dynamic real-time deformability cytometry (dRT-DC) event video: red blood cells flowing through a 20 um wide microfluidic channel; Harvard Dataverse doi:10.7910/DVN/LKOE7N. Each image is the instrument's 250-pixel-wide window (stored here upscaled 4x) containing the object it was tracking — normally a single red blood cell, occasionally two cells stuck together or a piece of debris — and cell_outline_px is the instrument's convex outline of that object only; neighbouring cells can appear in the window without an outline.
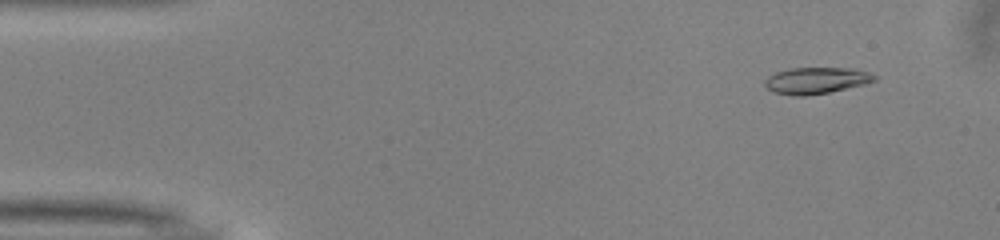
{"species": "common noctule bat (a hibernating species)", "species_latin": "Nyctalus noctula", "temperature_condition": "warm", "stored_images_in_passage": 51, "camera_frame_rate_fps": 3000, "um_per_image_px": 0.085, "animal": {"sex": "male", "body_mass_g": 13.0, "forearm_length_mm": 53.1}, "frame": {"image": 1, "passage_image": 5, "time_ms": 1.333, "image_size_px": [1000, 240], "cell_outline_px": [[876, 80], [864, 84], [828, 92], [804, 96], [796, 96], [772, 92], [764, 84], [764, 80], [768, 76], [776, 72], [792, 68], [856, 68], [868, 72], [876, 76]], "centroid_in_image_um": [69.36, 6.84], "position_along_channel_um": 15.6, "area_um2": 16.82}}
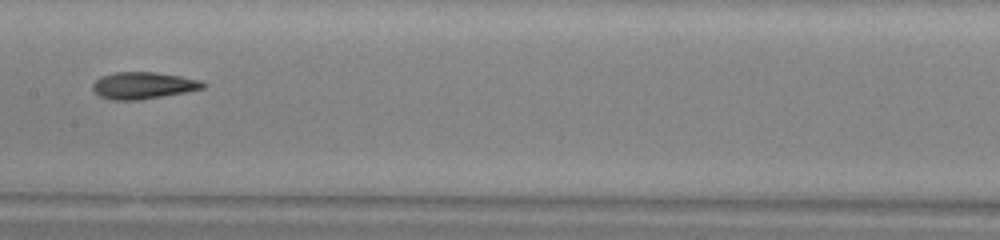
{"frame": {"image": 2, "passage_image": 26, "time_ms": 8.333, "image_size_px": [1000, 240], "cell_outline_px": [[208, 84], [204, 88], [184, 92], [140, 100], [112, 100], [100, 96], [92, 88], [92, 84], [100, 76], [116, 72], [156, 72], [180, 76], [200, 80]], "centroid_in_image_um": [12.17, 7.26], "position_along_channel_um": 195.2, "area_um2": 17.22}}
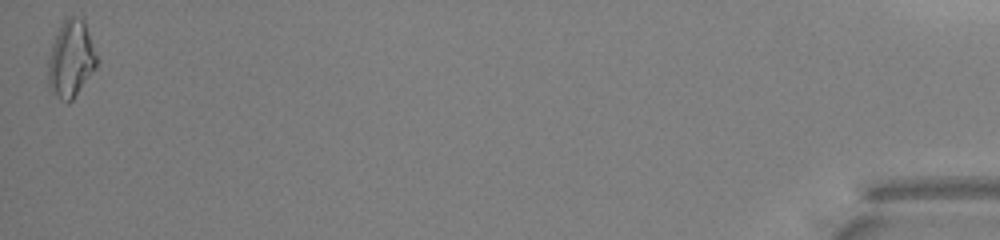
{"frame": {"image": 3, "passage_image": 51, "time_ms": 16.667, "image_size_px": [1000, 240], "cell_outline_px": [[96, 68], [72, 100], [68, 104], [60, 100], [56, 96], [48, 84], [48, 60], [52, 44], [60, 24], [68, 16], [80, 16], [84, 20], [96, 56]], "centroid_in_image_um": [6.01, 5.01], "position_along_channel_um": 429.2, "area_um2": 21.62}, "authors_computed_cell_mechanics": {"area_um2": 16.9354, "velocity_mm_per_s": 4.0237, "shape_relaxation_time_tau1_ms": 8.1427, "shape_relaxation_time_tau2_ms": 3.5392, "deformation_change_tau1": 0.2593, "deformation_change_tau2": 0.1121}}